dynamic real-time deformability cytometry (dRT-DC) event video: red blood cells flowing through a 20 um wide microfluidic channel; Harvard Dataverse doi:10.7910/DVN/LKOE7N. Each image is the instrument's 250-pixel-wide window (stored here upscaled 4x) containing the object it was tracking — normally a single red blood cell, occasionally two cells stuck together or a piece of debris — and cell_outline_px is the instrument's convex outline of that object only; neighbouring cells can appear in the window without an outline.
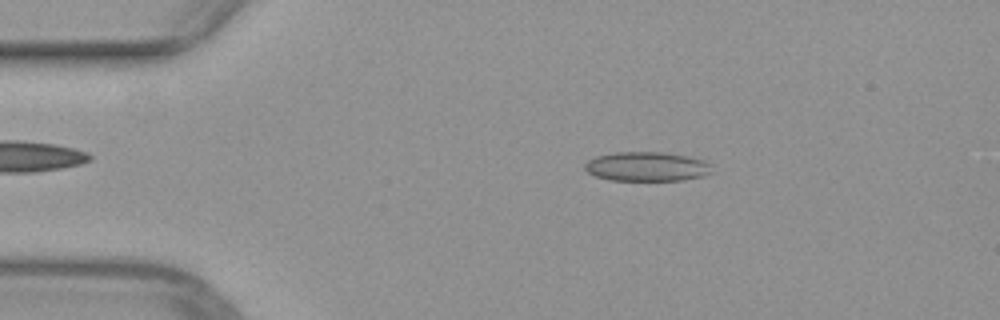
{"species": "common noctule bat (a hibernating species)", "species_latin": "Nyctalus noctula", "temperature_condition": "warm", "stored_images_in_passage": 40, "camera_frame_rate_fps": 3000, "um_per_image_px": 0.085, "animal": {"sex": "female", "body_mass_g": 29.2, "forearm_length_mm": 56.3}, "frame": {"image": 1, "passage_image": 2, "time_ms": 0.333, "image_size_px": [1000, 320], "cell_outline_px": [[712, 172], [704, 176], [684, 180], [612, 180], [596, 176], [588, 172], [584, 168], [584, 164], [588, 160], [596, 156], [616, 152], [664, 152], [684, 156], [700, 160], [708, 164]], "centroid_in_image_um": [54.93, 14.16], "position_along_channel_um": 30.1, "area_um2": 21.44}}
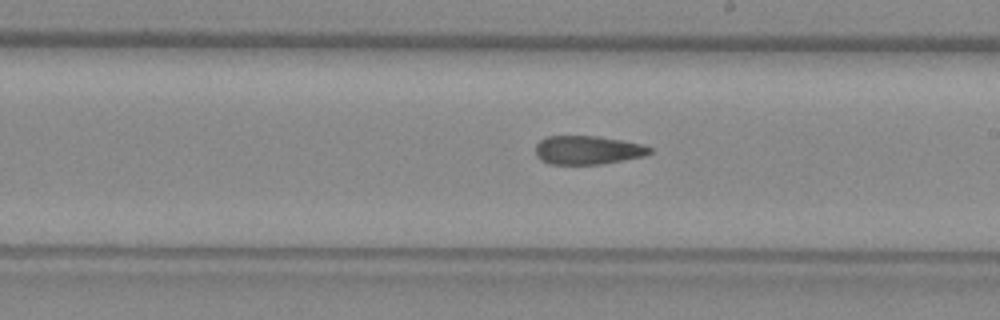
{"frame": {"image": 2, "passage_image": 21, "time_ms": 6.667, "image_size_px": [1000, 320], "cell_outline_px": [[652, 152], [644, 156], [600, 164], [548, 164], [540, 160], [536, 156], [536, 144], [540, 140], [548, 136], [600, 136], [640, 144], [652, 148]], "centroid_in_image_um": [49.92, 12.76], "position_along_channel_um": 239.1, "area_um2": 19.02}}
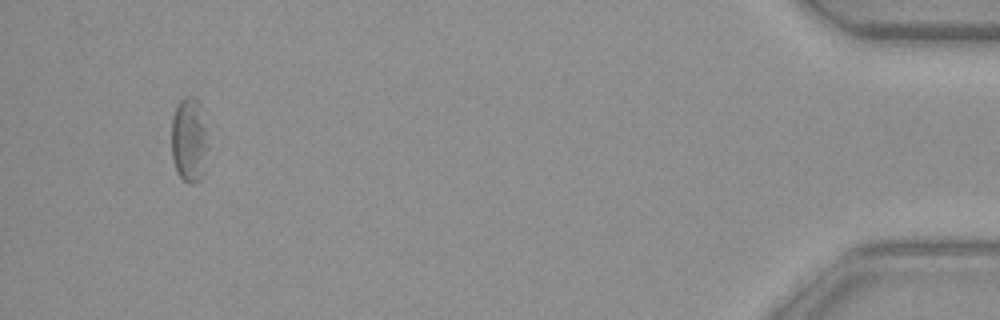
{"frame": {"image": 3, "passage_image": 40, "time_ms": 13.0, "image_size_px": [1000, 320], "cell_outline_px": [[208, 148], [204, 176], [200, 180], [192, 184], [188, 184], [176, 172], [172, 156], [172, 116], [176, 104], [184, 96], [196, 96], [200, 104]], "centroid_in_image_um": [16.07, 11.91], "position_along_channel_um": 419.1, "area_um2": 18.38}}